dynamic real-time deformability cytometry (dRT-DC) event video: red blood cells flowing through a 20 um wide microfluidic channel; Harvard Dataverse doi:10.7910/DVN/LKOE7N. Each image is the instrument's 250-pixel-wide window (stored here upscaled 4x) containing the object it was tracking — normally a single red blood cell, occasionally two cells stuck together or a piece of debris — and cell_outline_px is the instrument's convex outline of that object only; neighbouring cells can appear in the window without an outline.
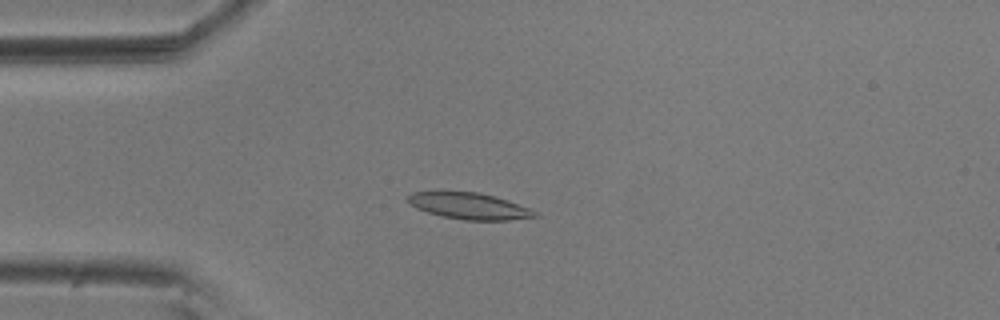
{"species": "common noctule bat (a hibernating species)", "species_latin": "Nyctalus noctula", "temperature_condition": "room temperature", "stored_images_in_passage": 55, "camera_frame_rate_fps": 3000, "um_per_image_px": 0.085, "animal": {"sex": "male", "body_mass_g": 20.5, "forearm_length_mm": 52.5}, "frame": {"image": 1, "passage_image": 14, "time_ms": 4.333, "image_size_px": [1000, 320], "cell_outline_px": [[540, 216], [508, 220], [464, 220], [444, 216], [428, 212], [416, 208], [408, 204], [404, 196], [412, 192], [440, 188], [480, 192], [496, 196], [528, 208], [536, 212]], "centroid_in_image_um": [39.73, 17.44], "position_along_channel_um": 45.3, "area_um2": 20.46}}
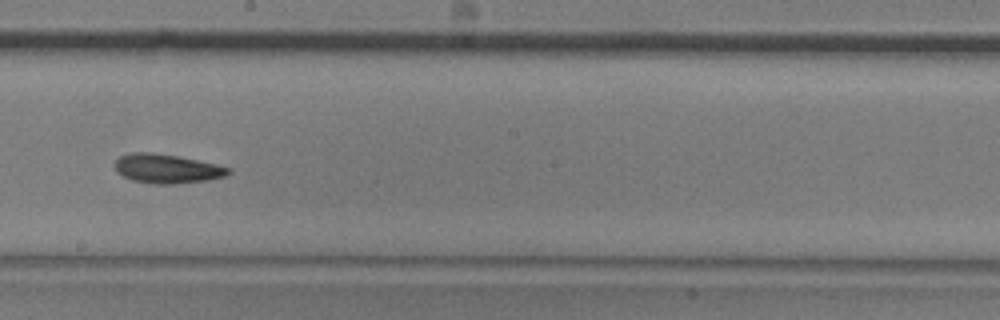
{"frame": {"image": 2, "passage_image": 31, "time_ms": 10.0, "image_size_px": [1000, 320], "cell_outline_px": [[232, 172], [224, 176], [208, 180], [176, 184], [152, 184], [132, 180], [116, 172], [112, 164], [120, 156], [132, 152], [152, 152], [176, 156], [216, 164], [232, 168]], "centroid_in_image_um": [14.16, 14.34], "position_along_channel_um": 234.0, "area_um2": 19.42}}
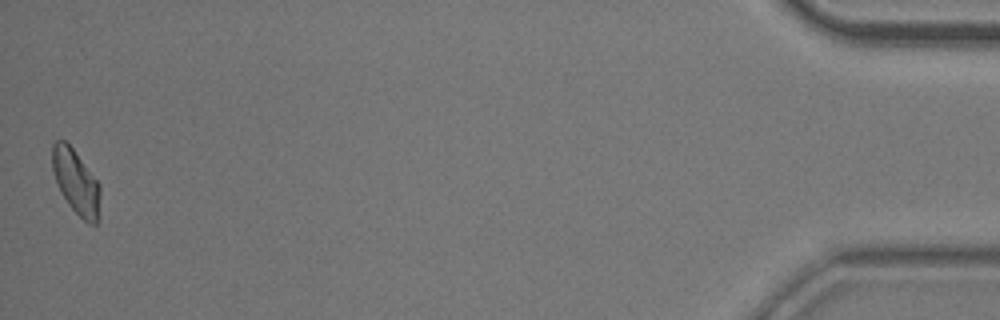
{"frame": {"image": 3, "passage_image": 55, "time_ms": 18.0, "image_size_px": [1000, 320], "cell_outline_px": [[100, 216], [96, 224], [88, 224], [68, 204], [56, 180], [52, 168], [52, 144], [56, 140], [64, 140], [72, 148], [100, 184]], "centroid_in_image_um": [6.49, 15.48], "position_along_channel_um": 428.7, "area_um2": 17.8}, "authors_computed_cell_mechanics": {"area_um2": 18.785, "velocity_mm_per_s": 3.62, "shape_relaxation_time_tau1_ms": null, "shape_relaxation_time_tau2_ms": 6.4038, "deformation_change_tau1": null, "deformation_change_tau2": 0.1412}}